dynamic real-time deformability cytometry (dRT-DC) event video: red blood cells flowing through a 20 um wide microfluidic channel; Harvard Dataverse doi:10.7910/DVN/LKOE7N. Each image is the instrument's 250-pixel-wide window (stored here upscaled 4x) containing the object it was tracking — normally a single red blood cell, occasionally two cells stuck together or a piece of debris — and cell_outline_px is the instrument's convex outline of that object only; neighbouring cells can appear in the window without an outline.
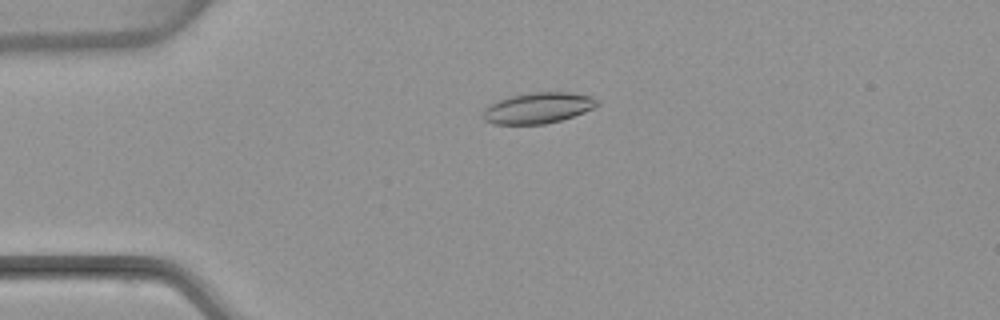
{"species": "common noctule bat (a hibernating species)", "species_latin": "Nyctalus noctula", "temperature_condition": "warm", "stored_images_in_passage": 53, "camera_frame_rate_fps": 3000, "um_per_image_px": 0.085, "animal": {"sex": "female", "body_mass_g": 22.7, "forearm_length_mm": 54.2}, "frame": {"image": 1, "passage_image": 13, "time_ms": 4.0, "image_size_px": [1000, 320], "cell_outline_px": [[600, 104], [584, 112], [560, 120], [544, 124], [492, 124], [484, 120], [484, 108], [488, 104], [496, 100], [508, 96], [532, 92], [568, 92], [592, 96]], "centroid_in_image_um": [45.69, 9.17], "position_along_channel_um": 39.3, "area_um2": 20.58}}
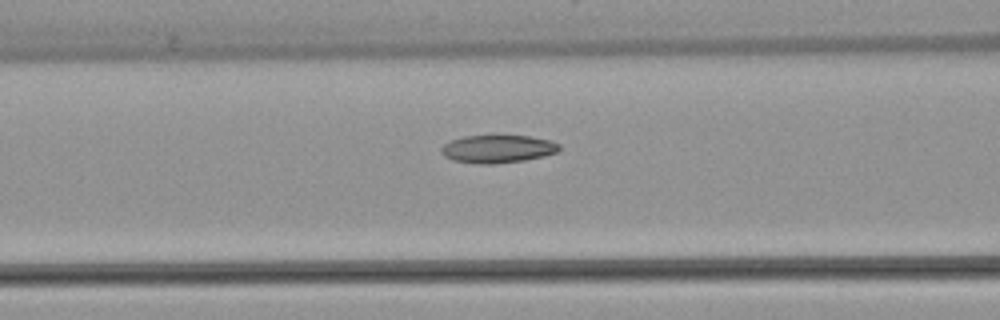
{"frame": {"image": 2, "passage_image": 22, "time_ms": 7.0, "image_size_px": [1000, 320], "cell_outline_px": [[560, 148], [556, 152], [544, 156], [524, 160], [496, 164], [476, 164], [452, 160], [444, 156], [440, 152], [440, 148], [444, 144], [452, 140], [464, 136], [528, 136], [548, 140], [560, 144]], "centroid_in_image_um": [42.27, 12.67], "position_along_channel_um": 124.3, "area_um2": 19.13}}
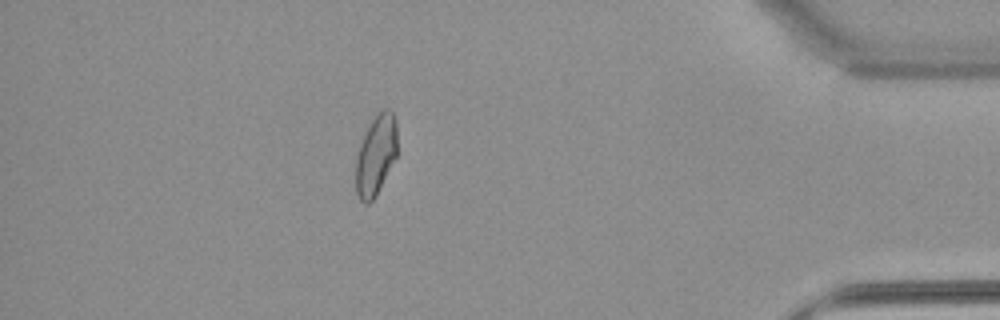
{"frame": {"image": 3, "passage_image": 47, "time_ms": 15.333, "image_size_px": [1000, 320], "cell_outline_px": [[396, 156], [376, 196], [368, 204], [364, 204], [360, 200], [356, 192], [356, 156], [360, 144], [376, 112], [384, 108], [388, 108], [392, 112], [396, 120]], "centroid_in_image_um": [31.94, 13.18], "position_along_channel_um": 403.3, "area_um2": 19.25}, "authors_computed_cell_mechanics": {"area_um2": 20.1144, "velocity_mm_per_s": 3.875, "shape_relaxation_time_tau1_ms": null, "shape_relaxation_time_tau2_ms": 2.8227, "deformation_change_tau1": null, "deformation_change_tau2": 0.0816}}